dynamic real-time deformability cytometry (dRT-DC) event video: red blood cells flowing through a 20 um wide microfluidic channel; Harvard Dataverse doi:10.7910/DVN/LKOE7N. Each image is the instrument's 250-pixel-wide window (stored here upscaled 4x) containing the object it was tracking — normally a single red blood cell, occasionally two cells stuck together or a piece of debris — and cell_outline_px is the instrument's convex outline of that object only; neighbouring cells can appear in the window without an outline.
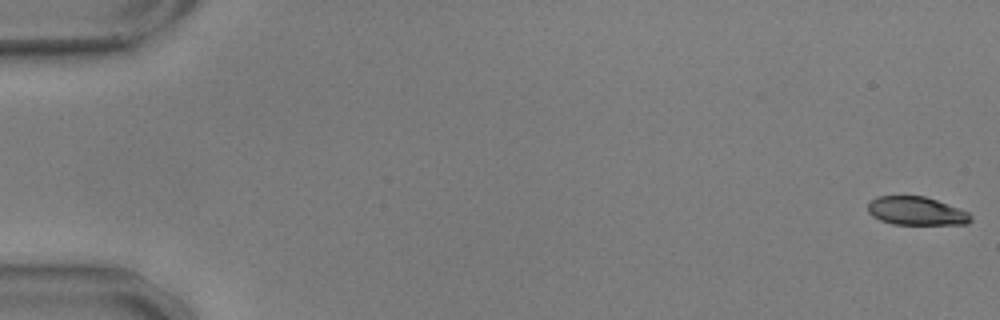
{"species": "common noctule bat (a hibernating species)", "species_latin": "Nyctalus noctula", "temperature_condition": "warm", "stored_images_in_passage": 57, "camera_frame_rate_fps": 3000, "um_per_image_px": 0.085, "animal": {"sex": "male", "body_mass_g": 17.9, "forearm_length_mm": 54.2}, "frame": {"image": 1, "passage_image": 1, "time_ms": 0.0, "image_size_px": [1000, 320], "cell_outline_px": [[972, 220], [968, 224], [892, 224], [880, 220], [872, 216], [868, 212], [868, 204], [876, 196], [924, 196], [936, 200], [968, 212], [972, 216]], "centroid_in_image_um": [77.87, 17.94], "position_along_channel_um": 7.1, "area_um2": 16.94}}
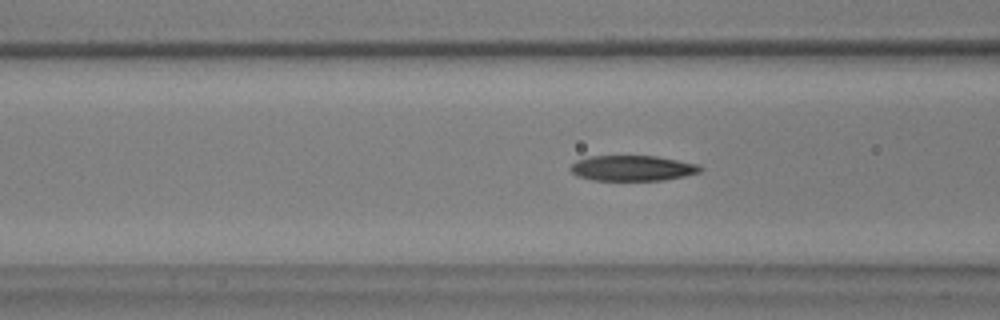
{"frame": {"image": 2, "passage_image": 23, "time_ms": 7.333, "image_size_px": [1000, 320], "cell_outline_px": [[704, 168], [700, 172], [684, 176], [664, 180], [592, 180], [576, 176], [568, 168], [576, 160], [592, 156], [656, 156], [700, 164]], "centroid_in_image_um": [53.76, 14.29], "position_along_channel_um": 112.8, "area_um2": 19.36}}
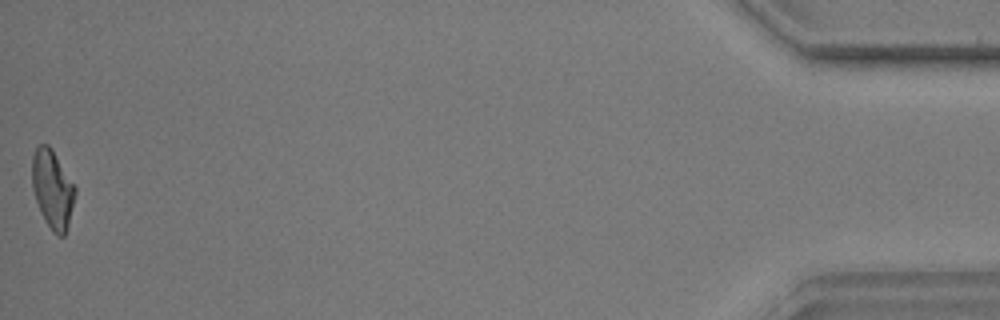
{"frame": {"image": 3, "passage_image": 57, "time_ms": 18.667, "image_size_px": [1000, 320], "cell_outline_px": [[76, 192], [68, 224], [64, 236], [56, 236], [52, 232], [44, 220], [40, 212], [32, 188], [32, 156], [36, 148], [40, 144], [48, 144], [76, 188]], "centroid_in_image_um": [4.44, 16.11], "position_along_channel_um": 430.8, "area_um2": 19.42}, "authors_computed_cell_mechanics": {"area_um2": 19.4208, "velocity_mm_per_s": 3.6058, "shape_relaxation_time_tau1_ms": 4.6751, "shape_relaxation_time_tau2_ms": 3.6405, "deformation_change_tau1": 0.183, "deformation_change_tau2": 0.1173}}